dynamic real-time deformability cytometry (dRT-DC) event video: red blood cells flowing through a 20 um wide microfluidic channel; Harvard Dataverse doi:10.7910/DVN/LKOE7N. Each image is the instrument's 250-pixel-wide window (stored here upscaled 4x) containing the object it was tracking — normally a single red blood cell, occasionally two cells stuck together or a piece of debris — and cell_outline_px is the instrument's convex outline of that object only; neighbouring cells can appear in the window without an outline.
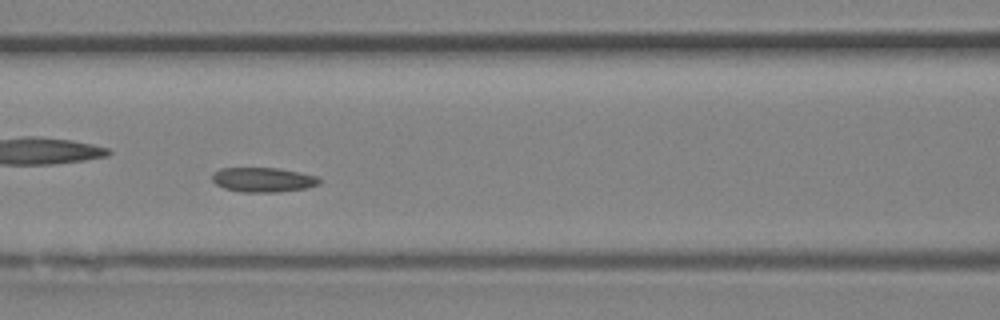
{"species": "Egyptian fruit bat (a non-hibernating species)", "species_latin": "Rousettus aegyptiacus", "temperature_condition": "room temperature", "stored_images_in_passage": 38, "camera_frame_rate_fps": 3000, "um_per_image_px": 0.085, "animal": {"sex": "female"}, "frame": {"image": 1, "passage_image": 17, "time_ms": 5.333, "image_size_px": [1000, 320], "cell_outline_px": [[320, 184], [308, 188], [280, 192], [240, 192], [224, 188], [216, 184], [212, 180], [212, 172], [220, 168], [276, 168], [300, 172], [316, 176], [320, 180]], "centroid_in_image_um": [22.35, 15.28], "position_along_channel_um": 144.2, "area_um2": 15.49}}
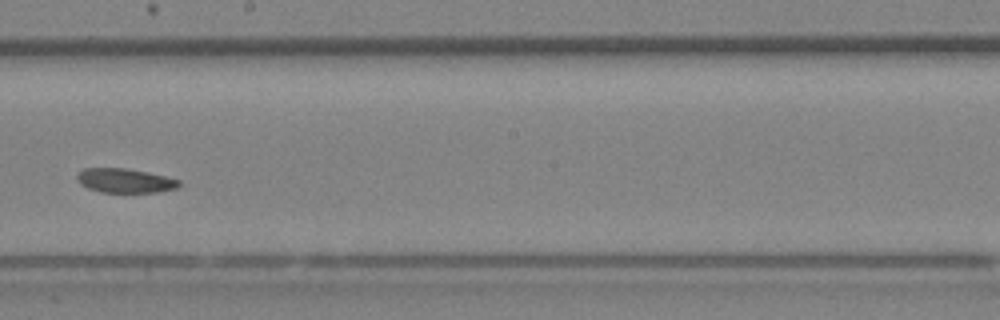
{"frame": {"image": 2, "passage_image": 22, "time_ms": 7.0, "image_size_px": [1000, 320], "cell_outline_px": [[180, 184], [176, 188], [156, 192], [100, 192], [88, 188], [80, 184], [76, 180], [76, 176], [84, 168], [124, 168], [148, 172], [180, 180]], "centroid_in_image_um": [10.59, 15.35], "position_along_channel_um": 237.6, "area_um2": 14.33}}